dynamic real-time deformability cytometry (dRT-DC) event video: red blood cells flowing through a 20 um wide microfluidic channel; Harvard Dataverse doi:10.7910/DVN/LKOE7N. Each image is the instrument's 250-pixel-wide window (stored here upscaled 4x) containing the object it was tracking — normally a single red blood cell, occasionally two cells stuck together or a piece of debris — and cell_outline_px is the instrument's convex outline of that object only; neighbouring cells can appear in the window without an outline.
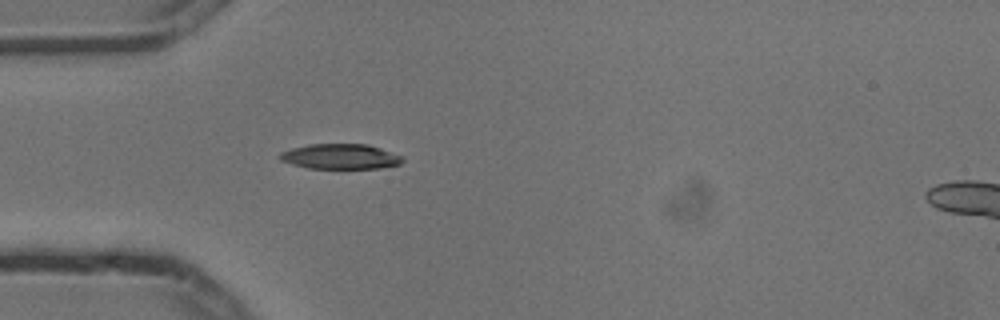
{"species": "common noctule bat (a hibernating species)", "species_latin": "Nyctalus noctula", "temperature_condition": "cold", "stored_images_in_passage": 1, "camera_frame_rate_fps": 3000, "um_per_image_px": 0.085, "animal": {"sex": "male", "body_mass_g": 13.3}, "frame": {"image": 1, "passage_image": 1, "time_ms": 0.0, "image_size_px": [1000, 320], "cell_outline_px": [[404, 160], [400, 164], [380, 168], [308, 168], [292, 164], [280, 160], [280, 152], [292, 148], [308, 144], [368, 144], [404, 156]], "centroid_in_image_um": [28.96, 13.3], "position_along_channel_um": 56.0, "area_um2": 17.98}}